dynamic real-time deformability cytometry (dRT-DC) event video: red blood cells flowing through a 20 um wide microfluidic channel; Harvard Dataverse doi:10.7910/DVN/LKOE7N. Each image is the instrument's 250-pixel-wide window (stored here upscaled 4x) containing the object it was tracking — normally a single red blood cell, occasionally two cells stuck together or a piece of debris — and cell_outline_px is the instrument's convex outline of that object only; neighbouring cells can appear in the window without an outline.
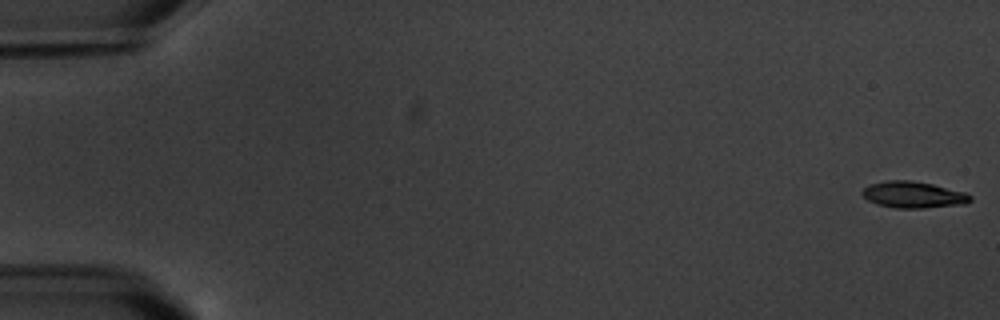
{"species": "common noctule bat (a hibernating species)", "species_latin": "Nyctalus noctula", "temperature_condition": "warm", "stored_images_in_passage": 6, "camera_frame_rate_fps": 3000, "um_per_image_px": 0.085, "animal": {"sex": "male", "body_mass_g": 20.1, "forearm_length_mm": 53.5}, "frame": {"image": 1, "passage_image": 1, "time_ms": 0.0, "image_size_px": [1000, 320], "cell_outline_px": [[972, 200], [964, 204], [924, 208], [896, 208], [876, 204], [868, 200], [860, 192], [868, 184], [888, 180], [908, 180], [932, 184], [964, 192], [972, 196]], "centroid_in_image_um": [77.61, 16.55], "position_along_channel_um": 7.4, "area_um2": 16.65}}